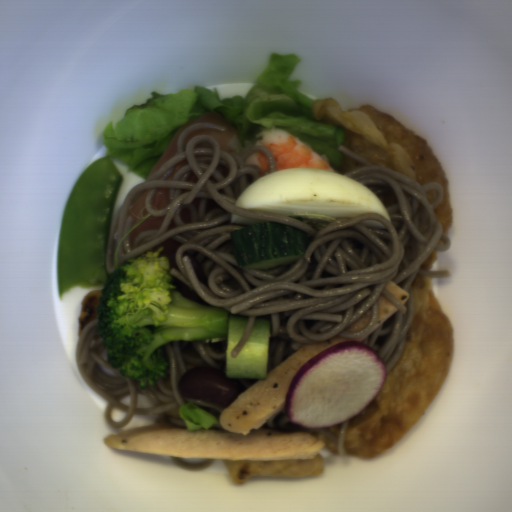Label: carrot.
Here are the masks:
<instances>
[{"label": "carrot", "mask_w": 512, "mask_h": 512, "mask_svg": "<svg viewBox=\"0 0 512 512\" xmlns=\"http://www.w3.org/2000/svg\"><path fill=\"white\" fill-rule=\"evenodd\" d=\"M386 377L383 361L365 341L340 342L307 360L294 374L284 414L293 425L330 429L366 410Z\"/></svg>", "instance_id": "obj_1"}]
</instances>
